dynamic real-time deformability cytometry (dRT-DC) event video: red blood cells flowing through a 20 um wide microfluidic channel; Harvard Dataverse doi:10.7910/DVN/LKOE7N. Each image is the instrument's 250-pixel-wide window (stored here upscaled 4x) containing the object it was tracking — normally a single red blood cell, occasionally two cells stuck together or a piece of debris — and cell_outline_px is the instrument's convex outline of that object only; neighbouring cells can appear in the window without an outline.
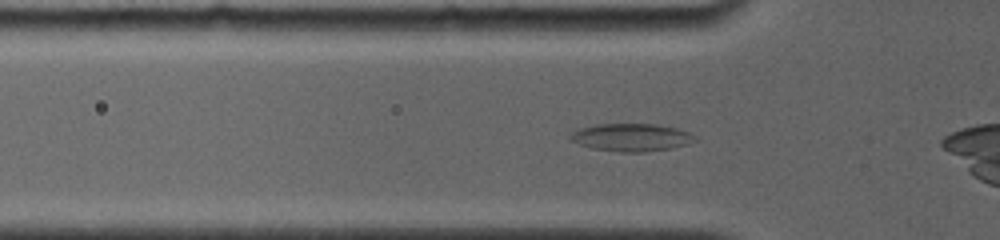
{"species": "common noctule bat (a hibernating species)", "species_latin": "Nyctalus noctula", "temperature_condition": "room temperature", "stored_images_in_passage": 45, "camera_frame_rate_fps": 4000, "um_per_image_px": 0.085, "animal": {"sex": "female", "body_mass_g": 19.0, "forearm_length_mm": 56.7}, "frame": {"image": 1, "passage_image": 4, "time_ms": 0.75, "image_size_px": [1000, 240], "cell_outline_px": [[696, 140], [688, 144], [672, 148], [644, 152], [620, 152], [592, 148], [568, 140], [568, 136], [572, 132], [580, 128], [596, 124], [656, 124], [676, 128], [688, 132], [696, 136]], "centroid_in_image_um": [53.65, 11.68], "position_along_channel_um": 72.2, "area_um2": 20.17}}
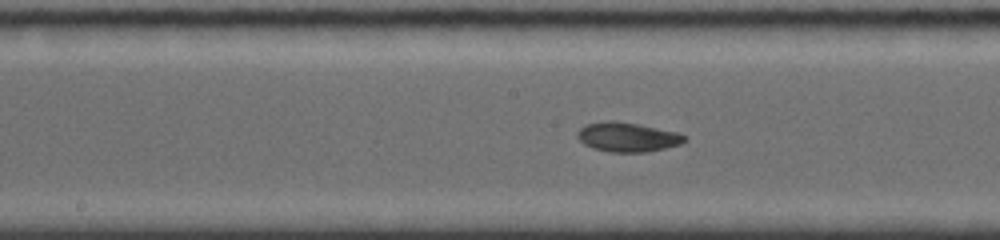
{"frame": {"image": 2, "passage_image": 22, "time_ms": 4.0, "image_size_px": [1000, 240], "cell_outline_px": [[688, 140], [680, 144], [648, 152], [608, 152], [592, 148], [584, 144], [576, 136], [576, 132], [584, 124], [608, 120], [616, 120], [680, 132]], "centroid_in_image_um": [53.31, 11.64], "position_along_channel_um": 194.9, "area_um2": 18.61}}
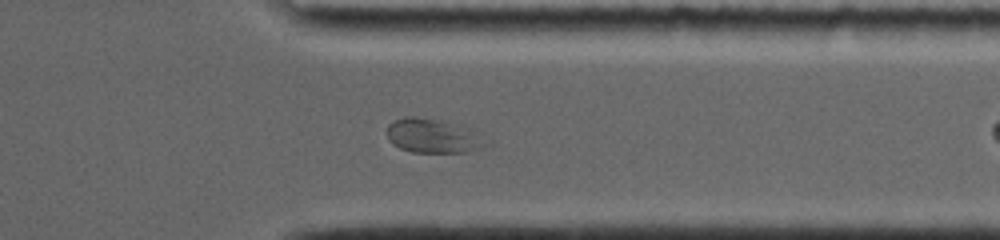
{"frame": {"image": 3, "passage_image": 43, "time_ms": 8.75, "image_size_px": [1000, 240], "cell_outline_px": [[492, 144], [484, 148], [464, 152], [412, 152], [400, 148], [392, 144], [388, 140], [388, 124], [392, 120], [404, 116], [416, 116], [456, 124], [472, 128], [484, 132], [492, 140]], "centroid_in_image_um": [36.95, 11.55], "position_along_channel_um": 374.4, "area_um2": 20.58}}